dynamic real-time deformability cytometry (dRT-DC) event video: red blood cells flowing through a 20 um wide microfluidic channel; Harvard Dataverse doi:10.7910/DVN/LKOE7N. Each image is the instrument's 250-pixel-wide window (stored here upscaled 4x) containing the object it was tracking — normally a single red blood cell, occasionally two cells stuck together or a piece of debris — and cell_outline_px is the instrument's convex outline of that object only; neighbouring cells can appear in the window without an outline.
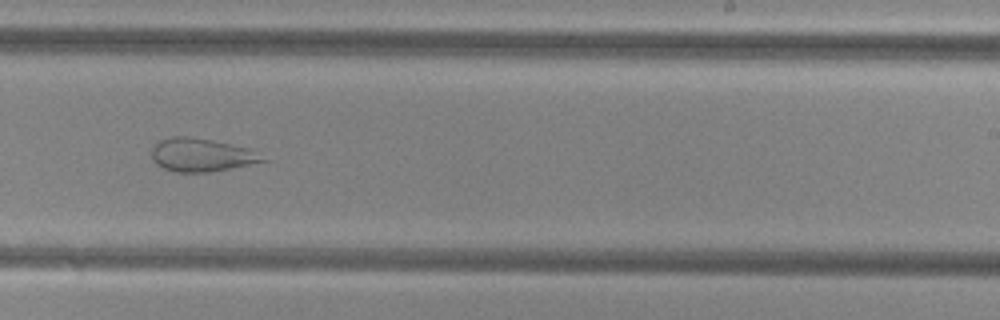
{"species": "common noctule bat (a hibernating species)", "species_latin": "Nyctalus noctula", "temperature_condition": "cold", "stored_images_in_passage": 52, "camera_frame_rate_fps": 3000, "um_per_image_px": 0.085, "animal": {"sex": "female", "body_mass_g": 29.2, "forearm_length_mm": 56.3}, "frame": {"image": 1, "passage_image": 32, "time_ms": 10.333, "image_size_px": [1000, 320], "cell_outline_px": [[272, 160], [208, 172], [176, 172], [164, 168], [156, 164], [152, 160], [152, 148], [160, 140], [172, 136], [188, 136], [212, 140], [252, 148]], "centroid_in_image_um": [17.18, 13.16], "position_along_channel_um": 271.8, "area_um2": 21.73}}
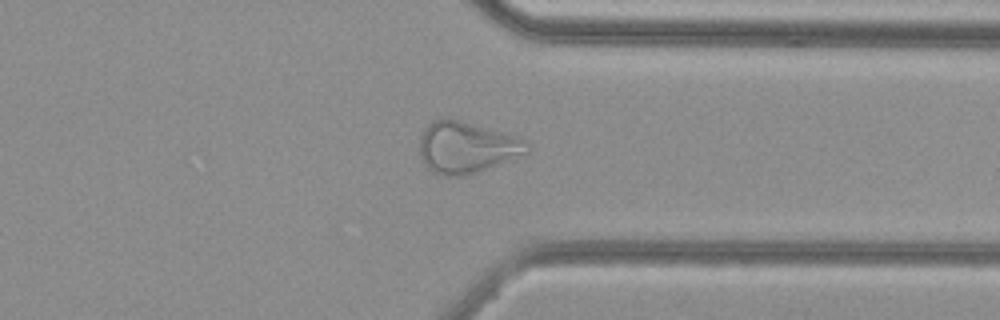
{"frame": {"image": 2, "passage_image": 40, "time_ms": 13.0, "image_size_px": [1000, 320], "cell_outline_px": [[532, 144], [528, 152], [476, 172], [464, 176], [444, 176], [432, 172], [424, 164], [420, 156], [420, 136], [424, 128], [432, 120], [460, 120], [516, 136], [528, 140]], "centroid_in_image_um": [39.65, 12.53], "position_along_channel_um": 371.7, "area_um2": 31.96}}
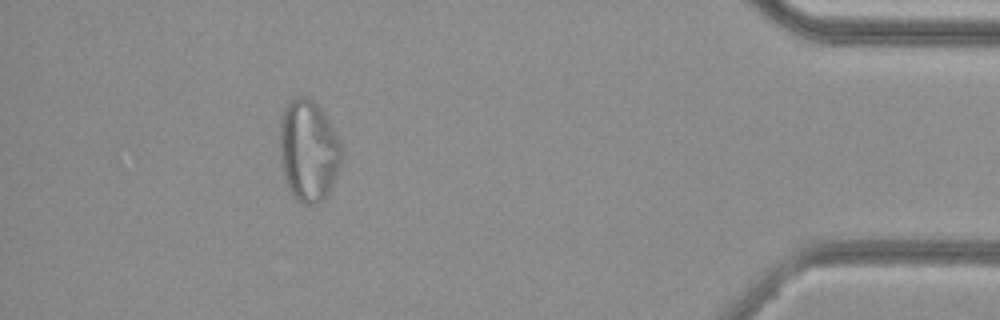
{"frame": {"image": 3, "passage_image": 47, "time_ms": 15.333, "image_size_px": [1000, 320], "cell_outline_px": [[344, 156], [336, 176], [328, 192], [320, 204], [304, 204], [292, 196], [284, 180], [280, 160], [280, 120], [284, 108], [296, 96], [304, 96], [312, 100], [320, 108], [344, 148]], "centroid_in_image_um": [26.22, 12.84], "position_along_channel_um": 409.0, "area_um2": 36.82}}